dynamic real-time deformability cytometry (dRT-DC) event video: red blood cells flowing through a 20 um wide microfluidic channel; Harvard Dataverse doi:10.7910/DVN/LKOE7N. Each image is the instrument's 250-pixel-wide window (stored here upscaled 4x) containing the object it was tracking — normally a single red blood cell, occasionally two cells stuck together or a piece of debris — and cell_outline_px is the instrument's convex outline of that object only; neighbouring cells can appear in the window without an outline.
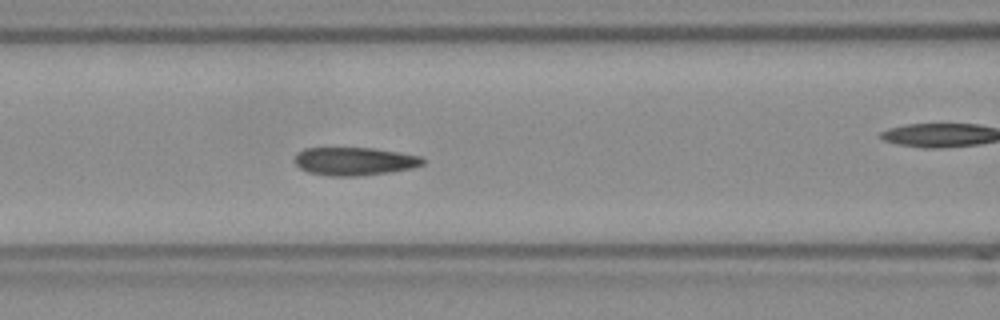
{"species": "Egyptian fruit bat (a non-hibernating species)", "species_latin": "Rousettus aegyptiacus", "temperature_condition": "room temperature", "stored_images_in_passage": 38, "camera_frame_rate_fps": 3000, "um_per_image_px": 0.085, "frame": {"image": 1, "passage_image": 6, "time_ms": 1.667, "image_size_px": [1000, 320], "cell_outline_px": [[424, 164], [412, 168], [388, 172], [356, 176], [328, 176], [308, 172], [300, 168], [296, 164], [296, 152], [304, 148], [372, 148], [400, 152], [420, 156], [424, 160]], "centroid_in_image_um": [30.12, 13.7], "position_along_channel_um": 136.5, "area_um2": 20.92}}